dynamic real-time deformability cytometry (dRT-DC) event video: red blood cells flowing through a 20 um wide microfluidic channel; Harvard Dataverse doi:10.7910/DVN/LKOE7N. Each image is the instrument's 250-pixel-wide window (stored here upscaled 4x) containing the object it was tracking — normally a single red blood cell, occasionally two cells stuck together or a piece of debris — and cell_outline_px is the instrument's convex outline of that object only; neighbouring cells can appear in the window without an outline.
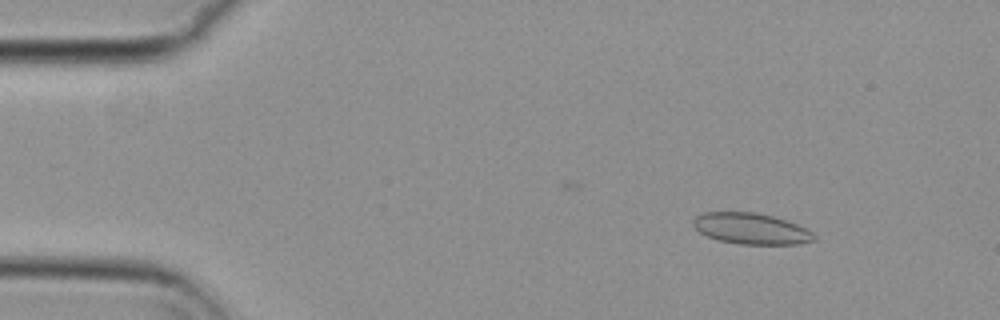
{"species": "common noctule bat (a hibernating species)", "species_latin": "Nyctalus noctula", "temperature_condition": "cold", "stored_images_in_passage": 41, "camera_frame_rate_fps": 3000, "um_per_image_px": 0.085, "animal": {"sex": "female", "body_mass_g": 29.2, "forearm_length_mm": 56.3}, "frame": {"image": 1, "passage_image": 7, "time_ms": 2.0, "image_size_px": [1000, 320], "cell_outline_px": [[816, 240], [800, 244], [740, 244], [716, 240], [700, 232], [692, 224], [692, 220], [696, 216], [704, 212], [756, 212], [772, 216], [796, 224], [812, 232], [816, 236]], "centroid_in_image_um": [63.83, 19.44], "position_along_channel_um": 21.2, "area_um2": 21.85}}
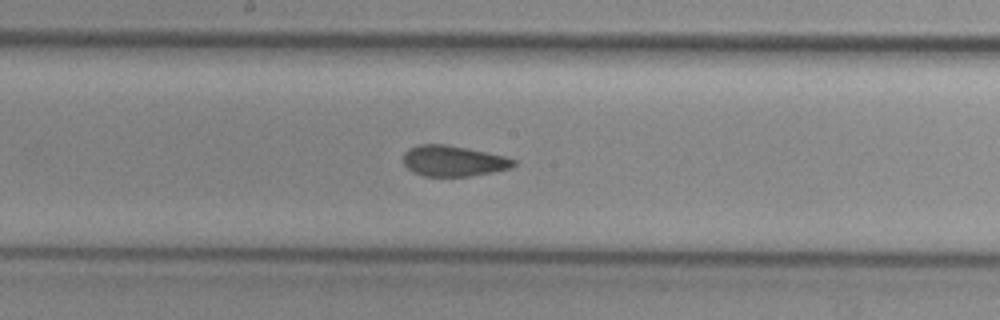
{"frame": {"image": 2, "passage_image": 29, "time_ms": 9.333, "image_size_px": [1000, 320], "cell_outline_px": [[516, 164], [512, 168], [472, 176], [424, 176], [412, 172], [404, 164], [404, 152], [408, 148], [416, 144], [448, 144], [504, 156], [516, 160]], "centroid_in_image_um": [38.52, 13.67], "position_along_channel_um": 209.7, "area_um2": 19.88}}
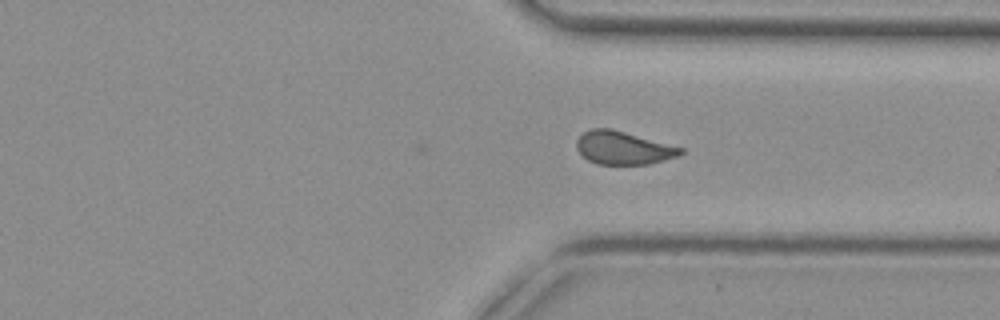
{"frame": {"image": 3, "passage_image": 41, "time_ms": 13.333, "image_size_px": [1000, 320], "cell_outline_px": [[684, 152], [676, 156], [664, 160], [648, 164], [596, 164], [588, 160], [576, 148], [576, 140], [584, 132], [592, 128], [612, 128], [684, 148]], "centroid_in_image_um": [52.97, 12.56], "position_along_channel_um": 358.4, "area_um2": 20.0}}